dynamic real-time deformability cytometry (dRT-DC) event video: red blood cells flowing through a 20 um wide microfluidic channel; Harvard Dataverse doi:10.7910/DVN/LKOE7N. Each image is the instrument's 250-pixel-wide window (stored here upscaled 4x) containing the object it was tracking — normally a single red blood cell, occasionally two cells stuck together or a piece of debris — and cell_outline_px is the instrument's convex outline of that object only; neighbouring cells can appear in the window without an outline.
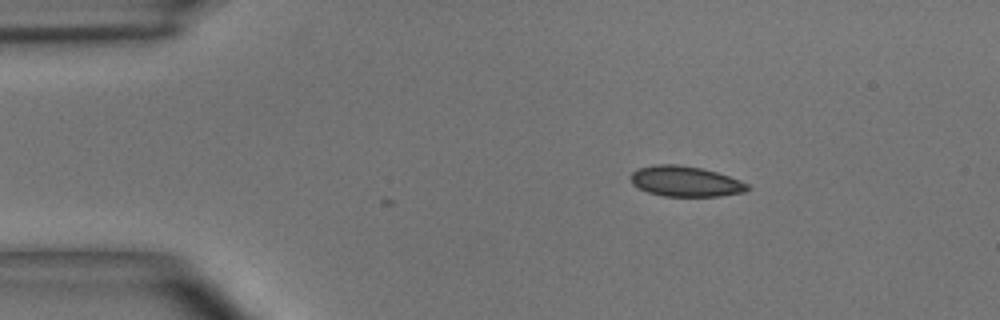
{"species": "common noctule bat (a hibernating species)", "species_latin": "Nyctalus noctula", "temperature_condition": "room temperature", "stored_images_in_passage": 3, "camera_frame_rate_fps": 3000, "um_per_image_px": 0.085, "animal": {"sex": "male", "body_mass_g": 15.6}, "frame": {"image": 1, "passage_image": 1, "time_ms": 0.0, "image_size_px": [1000, 320], "cell_outline_px": [[752, 188], [744, 192], [720, 196], [664, 196], [648, 192], [632, 184], [632, 172], [640, 168], [656, 164], [680, 164], [704, 168], [740, 180], [748, 184]], "centroid_in_image_um": [58.3, 15.41], "position_along_channel_um": 26.7, "area_um2": 20.69}}